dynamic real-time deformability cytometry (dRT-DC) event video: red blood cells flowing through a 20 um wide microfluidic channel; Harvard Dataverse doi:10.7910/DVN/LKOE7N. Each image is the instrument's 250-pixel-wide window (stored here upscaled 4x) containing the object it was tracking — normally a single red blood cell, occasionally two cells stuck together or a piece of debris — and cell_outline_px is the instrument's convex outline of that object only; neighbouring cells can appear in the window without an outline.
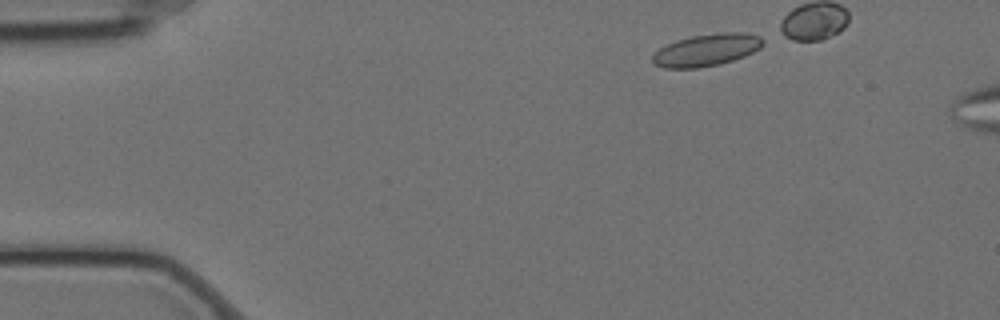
{"species": "Egyptian fruit bat (a non-hibernating species)", "species_latin": "Rousettus aegyptiacus", "temperature_condition": "cold", "stored_images_in_passage": 6, "camera_frame_rate_fps": 3000, "um_per_image_px": 0.085, "animal": {"sex": "female"}, "frame": {"image": 1, "passage_image": 1, "time_ms": 0.0, "image_size_px": [1000, 320], "cell_outline_px": [[764, 44], [760, 48], [744, 56], [720, 64], [700, 68], [664, 68], [652, 64], [652, 56], [660, 48], [676, 40], [692, 36], [716, 32], [744, 32], [760, 36], [764, 40]], "centroid_in_image_um": [60.06, 4.24], "position_along_channel_um": 24.9, "area_um2": 20.81}}